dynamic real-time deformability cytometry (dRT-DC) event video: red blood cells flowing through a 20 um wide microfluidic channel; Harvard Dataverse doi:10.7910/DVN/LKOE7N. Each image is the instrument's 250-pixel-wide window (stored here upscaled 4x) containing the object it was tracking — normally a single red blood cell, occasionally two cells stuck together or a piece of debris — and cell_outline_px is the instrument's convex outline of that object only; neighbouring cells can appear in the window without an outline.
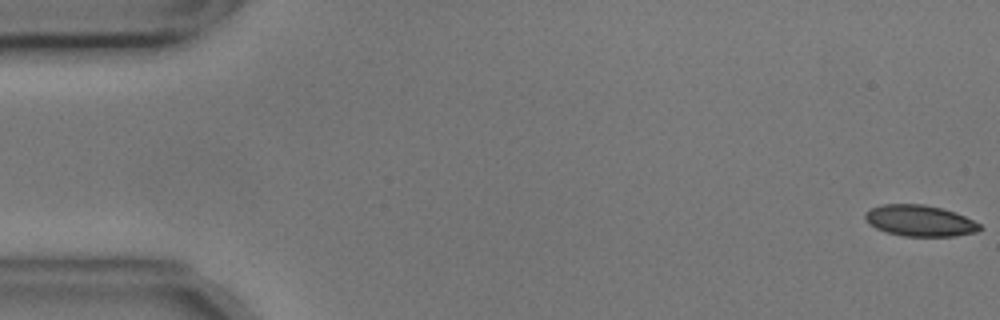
{"species": "common noctule bat (a hibernating species)", "species_latin": "Nyctalus noctula", "temperature_condition": "cold", "stored_images_in_passage": 33, "camera_frame_rate_fps": 3000, "um_per_image_px": 0.085, "animal": {"sex": "male", "body_mass_g": 17.9, "forearm_length_mm": 54.2}, "frame": {"image": 1, "passage_image": 1, "time_ms": 0.0, "image_size_px": [1000, 320], "cell_outline_px": [[984, 228], [976, 232], [956, 236], [904, 236], [888, 232], [876, 228], [868, 224], [864, 216], [864, 212], [872, 208], [884, 204], [924, 204], [956, 212], [980, 224]], "centroid_in_image_um": [78.19, 18.76], "position_along_channel_um": 6.8, "area_um2": 20.81}}
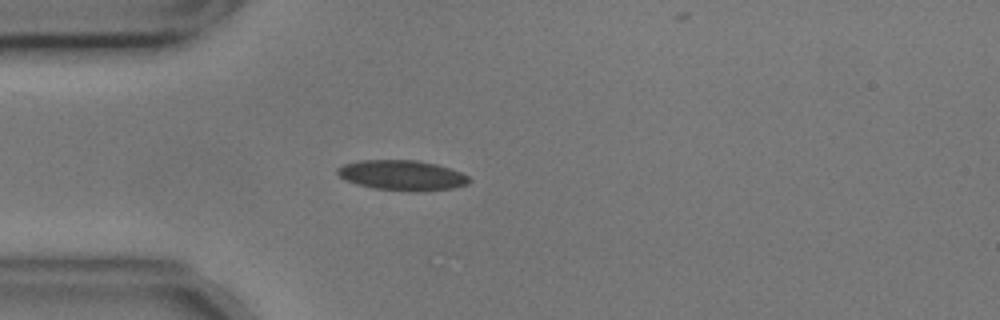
{"frame": {"image": 2, "passage_image": 15, "time_ms": 4.667, "image_size_px": [1000, 320], "cell_outline_px": [[468, 184], [452, 188], [416, 192], [412, 192], [376, 188], [356, 184], [344, 180], [336, 172], [336, 168], [344, 164], [360, 160], [416, 160], [436, 164], [460, 172], [468, 176]], "centroid_in_image_um": [34.14, 14.9], "position_along_channel_um": 50.9, "area_um2": 23.06}}